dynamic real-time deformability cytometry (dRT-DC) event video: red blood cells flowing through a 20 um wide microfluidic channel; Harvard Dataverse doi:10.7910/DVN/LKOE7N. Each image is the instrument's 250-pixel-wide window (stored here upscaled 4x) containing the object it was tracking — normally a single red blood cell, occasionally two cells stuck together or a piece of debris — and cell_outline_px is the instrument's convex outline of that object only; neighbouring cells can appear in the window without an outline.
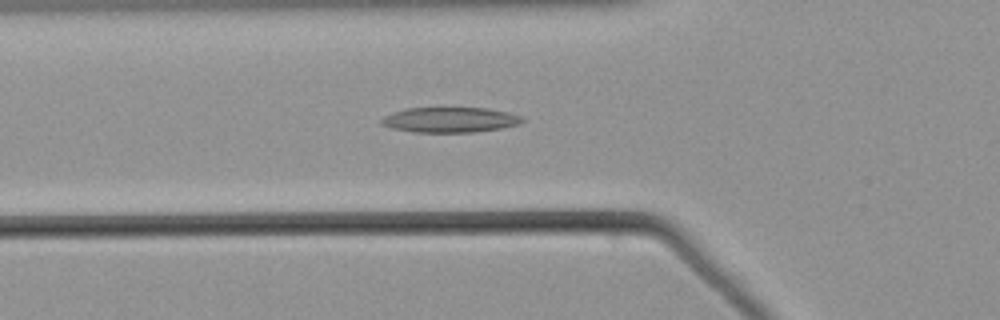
{"species": "common noctule bat (a hibernating species)", "species_latin": "Nyctalus noctula", "temperature_condition": "warm", "stored_images_in_passage": 37, "camera_frame_rate_fps": 3000, "um_per_image_px": 0.085, "animal": {"sex": "male", "body_mass_g": 21.5, "forearm_length_mm": 52.0}, "frame": {"image": 1, "passage_image": 2, "time_ms": 0.333, "image_size_px": [1000, 320], "cell_outline_px": [[524, 120], [520, 124], [500, 128], [476, 132], [412, 132], [392, 128], [380, 124], [380, 120], [392, 112], [404, 108], [444, 104], [488, 108], [508, 112], [520, 116]], "centroid_in_image_um": [38.21, 10.12], "position_along_channel_um": 87.6, "area_um2": 21.91}}
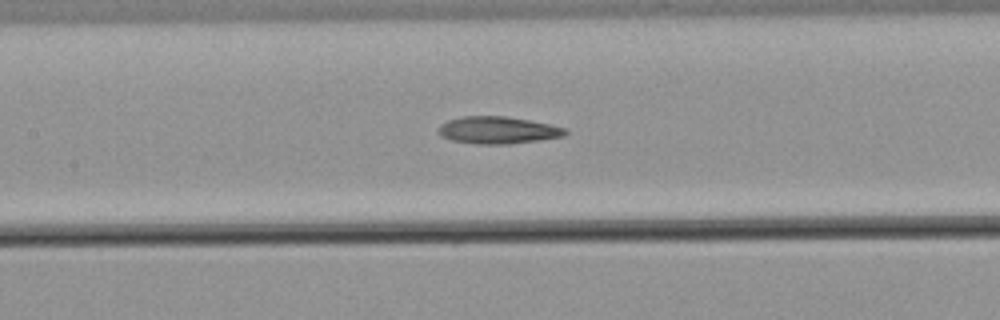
{"frame": {"image": 2, "passage_image": 8, "time_ms": 2.333, "image_size_px": [1000, 320], "cell_outline_px": [[568, 132], [564, 136], [540, 140], [508, 144], [476, 144], [452, 140], [440, 136], [436, 132], [436, 128], [440, 124], [448, 120], [460, 116], [504, 116], [528, 120], [568, 128]], "centroid_in_image_um": [42.27, 11.06], "position_along_channel_um": 165.1, "area_um2": 20.29}}
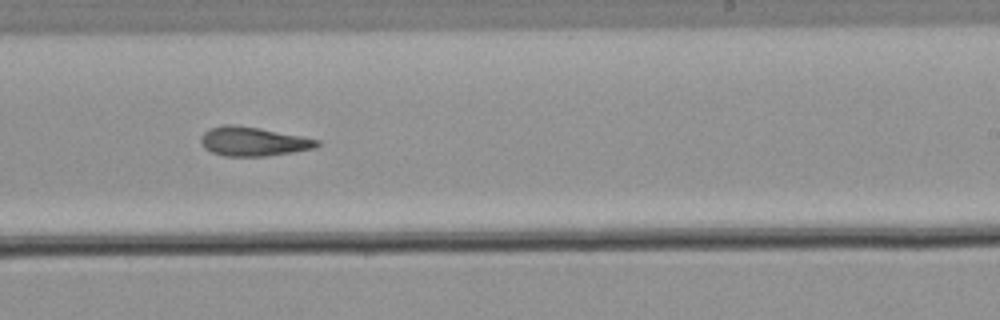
{"frame": {"image": 3, "passage_image": 16, "time_ms": 5.0, "image_size_px": [1000, 320], "cell_outline_px": [[320, 144], [316, 148], [268, 156], [224, 156], [212, 152], [204, 148], [200, 144], [200, 136], [208, 128], [224, 124], [236, 124], [260, 128], [320, 140]], "centroid_in_image_um": [21.48, 12.02], "position_along_channel_um": 267.5, "area_um2": 19.88}}